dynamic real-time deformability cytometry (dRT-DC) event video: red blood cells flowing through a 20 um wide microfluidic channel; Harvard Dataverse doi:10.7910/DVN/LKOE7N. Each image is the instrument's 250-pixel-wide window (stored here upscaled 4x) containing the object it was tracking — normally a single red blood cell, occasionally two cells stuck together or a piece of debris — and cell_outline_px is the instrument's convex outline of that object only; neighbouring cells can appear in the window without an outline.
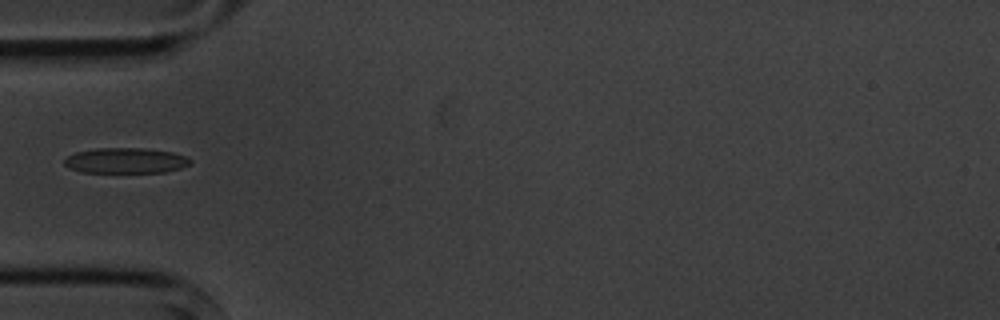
{"species": "common noctule bat (a hibernating species)", "species_latin": "Nyctalus noctula", "temperature_condition": "cold", "stored_images_in_passage": 5, "camera_frame_rate_fps": 3000, "um_per_image_px": 0.085, "animal": {"sex": "male", "body_mass_g": 20.1, "forearm_length_mm": 53.5}, "frame": {"image": 1, "passage_image": 5, "time_ms": 5.333, "image_size_px": [1000, 320], "cell_outline_px": [[192, 164], [180, 168], [164, 172], [80, 172], [68, 168], [64, 164], [64, 160], [68, 156], [76, 152], [96, 148], [144, 148], [172, 152], [184, 156], [192, 160]], "centroid_in_image_um": [10.67, 13.65], "position_along_channel_um": 74.3, "area_um2": 18.67}}